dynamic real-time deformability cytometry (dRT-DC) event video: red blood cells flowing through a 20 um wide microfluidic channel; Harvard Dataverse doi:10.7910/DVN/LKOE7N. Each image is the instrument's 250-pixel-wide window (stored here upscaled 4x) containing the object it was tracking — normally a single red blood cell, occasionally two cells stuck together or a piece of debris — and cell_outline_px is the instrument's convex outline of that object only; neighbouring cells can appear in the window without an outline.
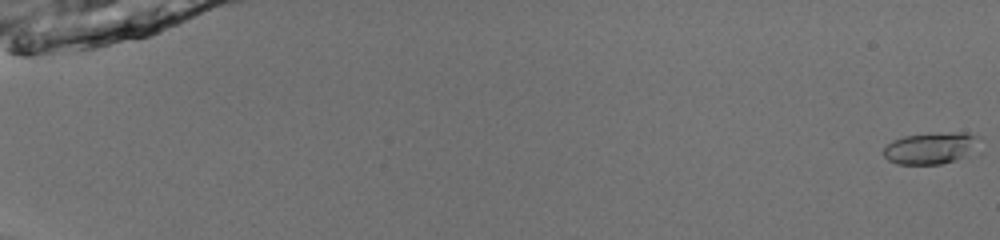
{"species": "common noctule bat (a hibernating species)", "species_latin": "Nyctalus noctula", "temperature_condition": "room temperature", "stored_images_in_passage": 27, "camera_frame_rate_fps": 3000, "um_per_image_px": 0.085, "animal": {"sex": "male", "body_mass_g": 13.0, "forearm_length_mm": 53.1}, "frame": {"image": 1, "passage_image": 1, "time_ms": 0.0, "image_size_px": [1000, 240], "cell_outline_px": [[980, 136], [972, 152], [964, 156], [940, 164], [896, 164], [888, 160], [884, 156], [884, 148], [892, 140], [904, 136], [932, 132], [968, 132]], "centroid_in_image_um": [79.09, 12.56], "position_along_channel_um": 5.9, "area_um2": 17.69}}
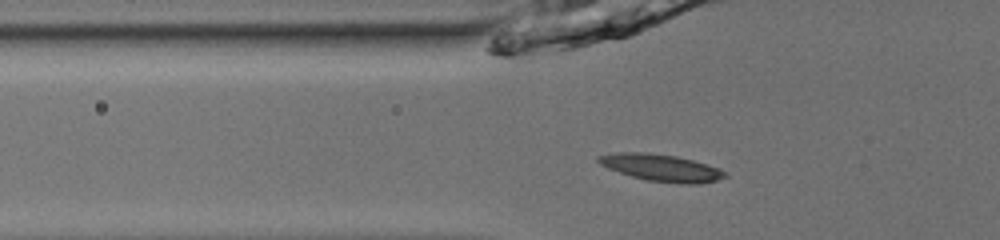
{"frame": {"image": 2, "passage_image": 21, "time_ms": 6.667, "image_size_px": [1000, 240], "cell_outline_px": [[728, 176], [716, 180], [692, 184], [680, 184], [648, 180], [632, 176], [608, 168], [600, 164], [596, 160], [596, 156], [616, 152], [648, 152], [676, 156], [692, 160], [720, 168]], "centroid_in_image_um": [56.18, 14.24], "position_along_channel_um": 69.6, "area_um2": 19.77}}
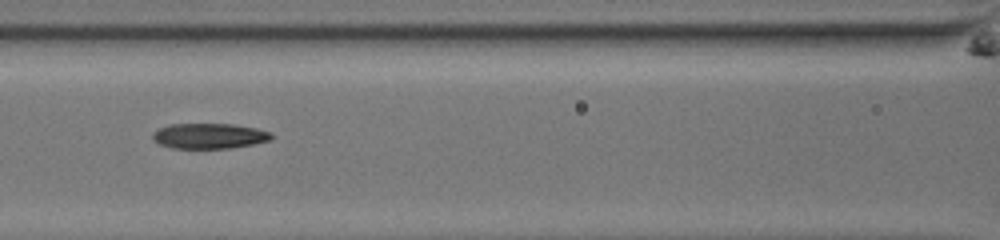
{"frame": {"image": 3, "passage_image": 27, "time_ms": 8.667, "image_size_px": [1000, 240], "cell_outline_px": [[272, 140], [232, 148], [172, 148], [160, 144], [152, 140], [152, 132], [168, 124], [232, 124], [256, 128], [272, 132]], "centroid_in_image_um": [17.78, 11.55], "position_along_channel_um": 148.8, "area_um2": 17.63}}